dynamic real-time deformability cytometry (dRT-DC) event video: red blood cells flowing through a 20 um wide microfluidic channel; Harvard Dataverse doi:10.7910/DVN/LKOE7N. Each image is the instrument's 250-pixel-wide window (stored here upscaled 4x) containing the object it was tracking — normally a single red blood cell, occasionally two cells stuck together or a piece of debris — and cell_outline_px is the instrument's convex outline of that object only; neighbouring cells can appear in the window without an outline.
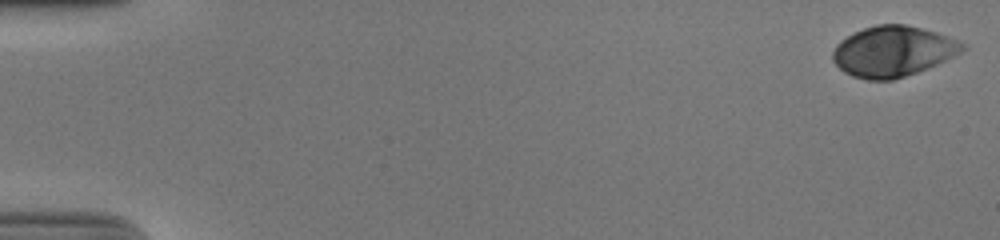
{"species": "human", "species_latin": "Homo sapiens", "temperature_condition": "cold", "stored_images_in_passage": 54, "camera_frame_rate_fps": 3000, "um_per_image_px": 0.085, "donor": {"sex": "male"}, "frame": {"image": 1, "passage_image": 1, "time_ms": 0.0, "image_size_px": [1000, 240], "cell_outline_px": [[968, 48], [928, 68], [892, 80], [868, 80], [852, 76], [844, 72], [832, 60], [832, 52], [836, 44], [840, 40], [864, 28], [876, 24], [904, 24], [936, 32], [956, 40], [964, 44]], "centroid_in_image_um": [75.86, 4.37], "position_along_channel_um": 9.1, "area_um2": 37.86}}
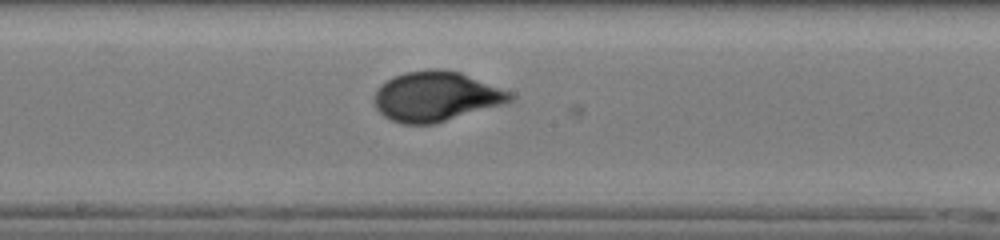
{"frame": {"image": 2, "passage_image": 30, "time_ms": 9.667, "image_size_px": [1000, 240], "cell_outline_px": [[516, 96], [508, 104], [432, 124], [404, 124], [392, 120], [384, 116], [376, 108], [372, 100], [372, 96], [376, 88], [380, 84], [392, 76], [404, 72], [460, 72], [512, 92]], "centroid_in_image_um": [37.06, 8.24], "position_along_channel_um": 211.1, "area_um2": 39.19}}
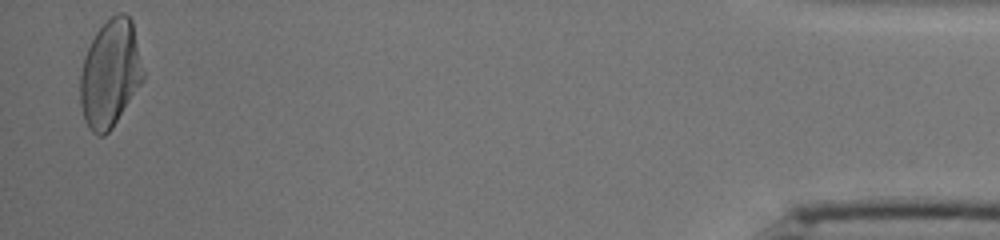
{"frame": {"image": 3, "passage_image": 53, "time_ms": 17.333, "image_size_px": [1000, 240], "cell_outline_px": [[144, 80], [112, 128], [104, 136], [96, 136], [88, 128], [84, 120], [80, 104], [80, 72], [84, 56], [96, 32], [112, 16], [120, 12], [124, 12], [132, 20], [144, 72]], "centroid_in_image_um": [9.36, 6.29], "position_along_channel_um": 425.8, "area_um2": 39.48}, "authors_computed_cell_mechanics": {"area_um2": 37.9168, "velocity_mm_per_s": 3.8387, "shape_relaxation_time_tau1_ms": 4.2165, "shape_relaxation_time_tau2_ms": null, "deformation_change_tau1": 0.1947, "deformation_change_tau2": null}}